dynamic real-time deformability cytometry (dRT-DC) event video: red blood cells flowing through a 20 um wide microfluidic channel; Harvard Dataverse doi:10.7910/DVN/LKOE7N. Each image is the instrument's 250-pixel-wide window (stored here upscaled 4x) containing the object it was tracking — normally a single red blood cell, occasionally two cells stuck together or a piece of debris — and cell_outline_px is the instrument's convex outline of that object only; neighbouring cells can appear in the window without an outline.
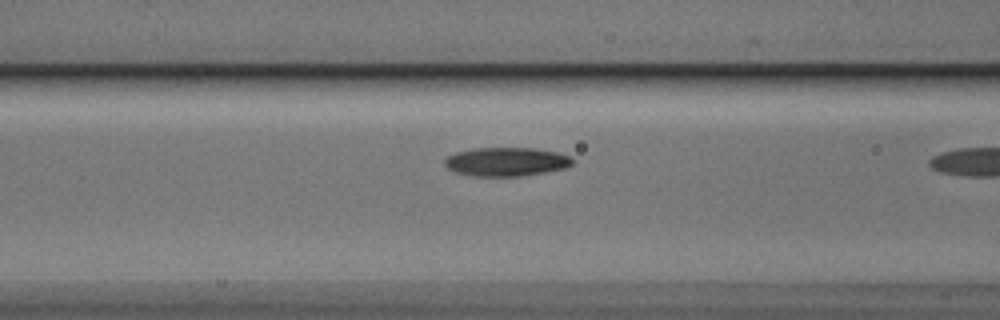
{"species": "Egyptian fruit bat (a non-hibernating species)", "species_latin": "Rousettus aegyptiacus", "temperature_condition": "cold", "stored_images_in_passage": 10, "camera_frame_rate_fps": 3000, "um_per_image_px": 0.085, "animal": {"sex": "male"}, "frame": {"image": 1, "passage_image": 9, "time_ms": 2.667, "image_size_px": [1000, 320], "cell_outline_px": [[576, 160], [572, 164], [564, 168], [544, 172], [520, 176], [476, 176], [456, 172], [448, 168], [444, 164], [444, 160], [448, 156], [456, 152], [472, 148], [532, 148], [556, 152], [568, 156]], "centroid_in_image_um": [43.02, 13.74], "position_along_channel_um": 123.6, "area_um2": 21.27}}